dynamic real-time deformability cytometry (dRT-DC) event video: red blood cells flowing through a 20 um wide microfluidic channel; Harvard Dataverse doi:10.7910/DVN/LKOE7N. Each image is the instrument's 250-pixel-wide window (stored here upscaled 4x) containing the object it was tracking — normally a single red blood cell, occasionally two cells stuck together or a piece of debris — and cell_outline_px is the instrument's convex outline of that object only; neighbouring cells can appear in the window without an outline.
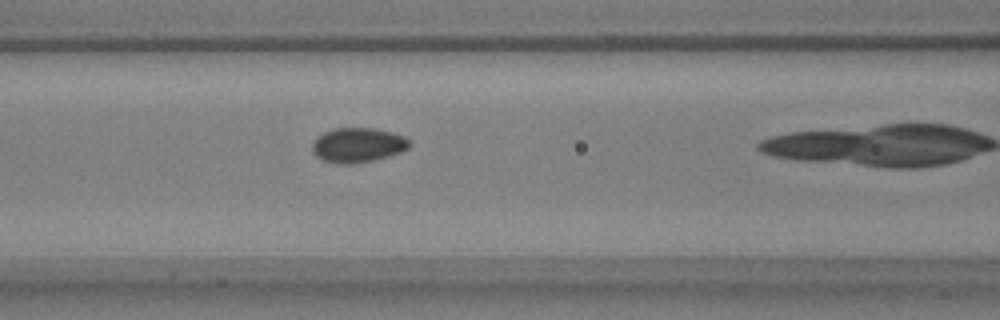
{"species": "common noctule bat (a hibernating species)", "species_latin": "Nyctalus noctula", "temperature_condition": "warm", "stored_images_in_passage": 41, "camera_frame_rate_fps": 3000, "um_per_image_px": 0.085, "animal": {"sex": "male", "body_mass_g": 17.9, "forearm_length_mm": 54.2}, "frame": {"image": 1, "passage_image": 20, "time_ms": 6.333, "image_size_px": [1000, 320], "cell_outline_px": [[412, 144], [408, 148], [400, 152], [372, 160], [348, 164], [340, 164], [324, 160], [316, 156], [312, 152], [312, 144], [324, 132], [336, 128], [372, 128], [392, 132], [404, 136]], "centroid_in_image_um": [30.42, 12.32], "position_along_channel_um": 136.2, "area_um2": 19.31}}
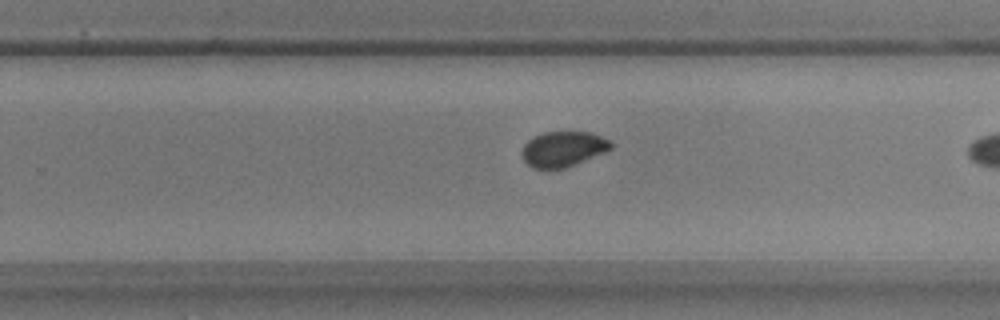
{"frame": {"image": 2, "passage_image": 32, "time_ms": 10.333, "image_size_px": [1000, 320], "cell_outline_px": [[612, 148], [604, 152], [564, 168], [532, 168], [520, 156], [520, 152], [524, 144], [532, 136], [544, 132], [592, 132], [608, 140], [612, 144]], "centroid_in_image_um": [47.81, 12.65], "position_along_channel_um": 282.0, "area_um2": 18.21}}
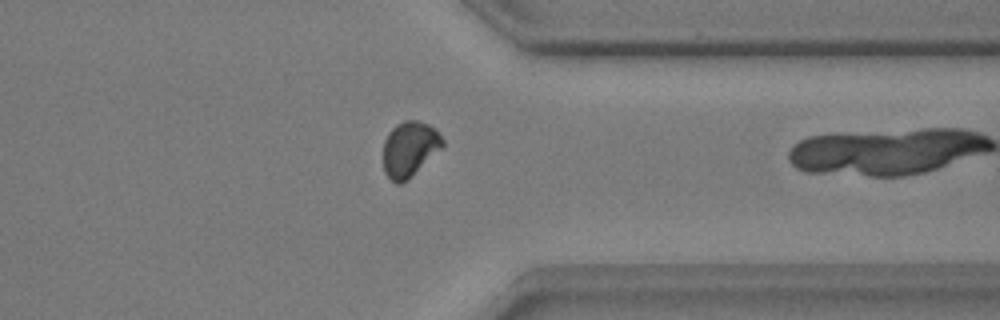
{"frame": {"image": 3, "passage_image": 40, "time_ms": 13.0, "image_size_px": [1000, 320], "cell_outline_px": [[444, 144], [408, 180], [400, 184], [396, 184], [384, 172], [384, 140], [388, 132], [396, 124], [404, 120], [420, 120], [428, 124], [444, 140]], "centroid_in_image_um": [34.78, 12.66], "position_along_channel_um": 376.6, "area_um2": 18.84}}